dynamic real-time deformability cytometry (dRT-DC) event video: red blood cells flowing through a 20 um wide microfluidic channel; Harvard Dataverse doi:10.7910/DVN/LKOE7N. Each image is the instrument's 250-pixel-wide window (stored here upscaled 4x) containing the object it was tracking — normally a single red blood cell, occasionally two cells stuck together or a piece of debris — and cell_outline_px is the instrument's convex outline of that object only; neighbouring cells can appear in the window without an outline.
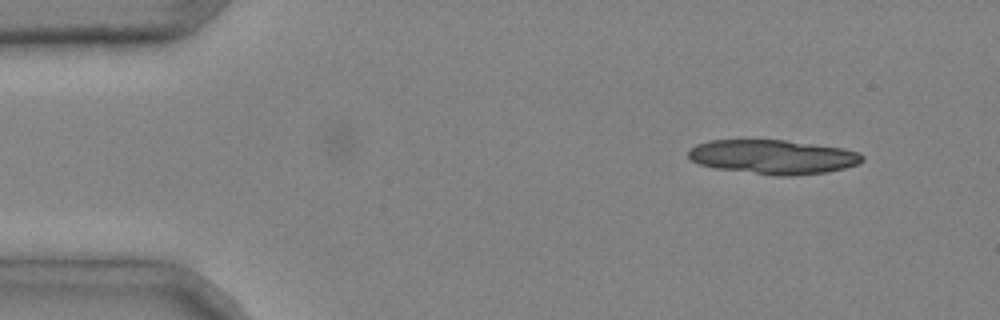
{"species": "common noctule bat (a hibernating species)", "species_latin": "Nyctalus noctula", "temperature_condition": "cold", "stored_images_in_passage": 3, "camera_frame_rate_fps": 3000, "um_per_image_px": 0.085, "animal": {"sex": "male", "body_mass_g": 20.4}, "frame": {"image": 1, "passage_image": 1, "time_ms": 0.0, "image_size_px": [1000, 320], "cell_outline_px": [[864, 160], [856, 164], [844, 168], [828, 172], [792, 176], [776, 176], [716, 168], [700, 164], [692, 160], [688, 156], [688, 148], [696, 144], [708, 140], [784, 140], [816, 144], [844, 148], [860, 152], [864, 156]], "centroid_in_image_um": [65.72, 13.33], "position_along_channel_um": 19.3, "area_um2": 34.91}}